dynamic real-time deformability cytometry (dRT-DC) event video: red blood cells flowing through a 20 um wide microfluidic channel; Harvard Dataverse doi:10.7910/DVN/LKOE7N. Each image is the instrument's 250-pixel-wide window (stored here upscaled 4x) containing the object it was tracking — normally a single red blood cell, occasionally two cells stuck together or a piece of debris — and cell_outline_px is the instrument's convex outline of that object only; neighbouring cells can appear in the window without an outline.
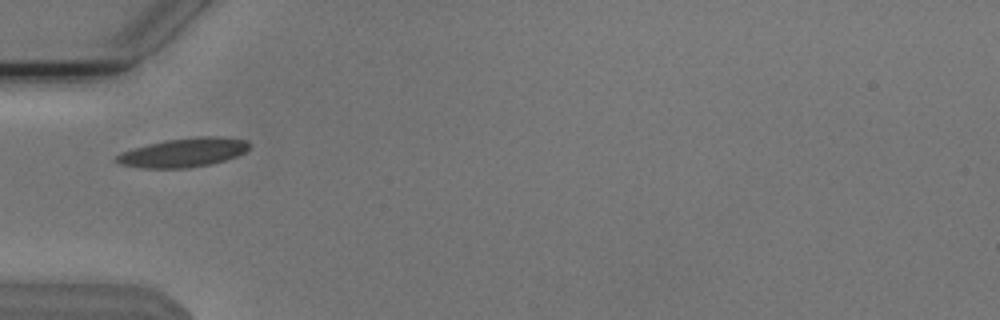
{"species": "Egyptian fruit bat (a non-hibernating species)", "species_latin": "Rousettus aegyptiacus", "temperature_condition": "cold", "stored_images_in_passage": 19, "camera_frame_rate_fps": 3000, "um_per_image_px": 0.085, "animal": {"sex": "male"}, "frame": {"image": 1, "passage_image": 1, "time_ms": 0.0, "image_size_px": [1000, 320], "cell_outline_px": [[252, 144], [244, 152], [236, 156], [212, 164], [188, 168], [140, 168], [120, 164], [112, 160], [120, 152], [132, 148], [164, 140], [200, 136], [224, 136], [248, 140]], "centroid_in_image_um": [15.58, 12.96], "position_along_channel_um": 69.4, "area_um2": 22.77}}
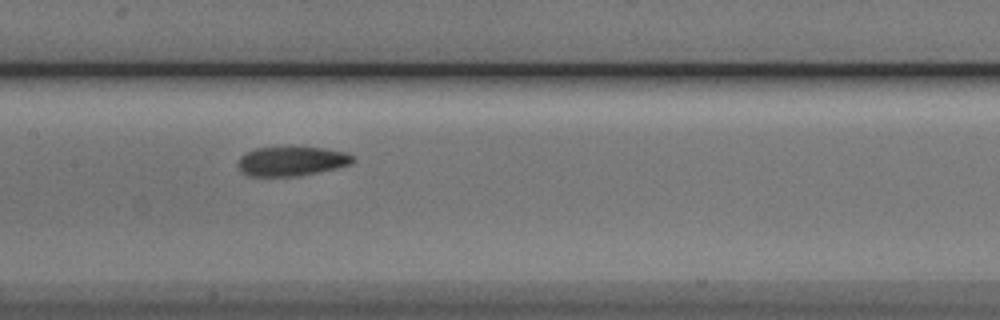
{"frame": {"image": 2, "passage_image": 10, "time_ms": 3.0, "image_size_px": [1000, 320], "cell_outline_px": [[356, 160], [352, 164], [336, 168], [300, 176], [248, 176], [240, 172], [236, 164], [240, 156], [256, 148], [324, 148], [344, 152], [352, 156]], "centroid_in_image_um": [24.76, 13.72], "position_along_channel_um": 182.6, "area_um2": 19.59}}
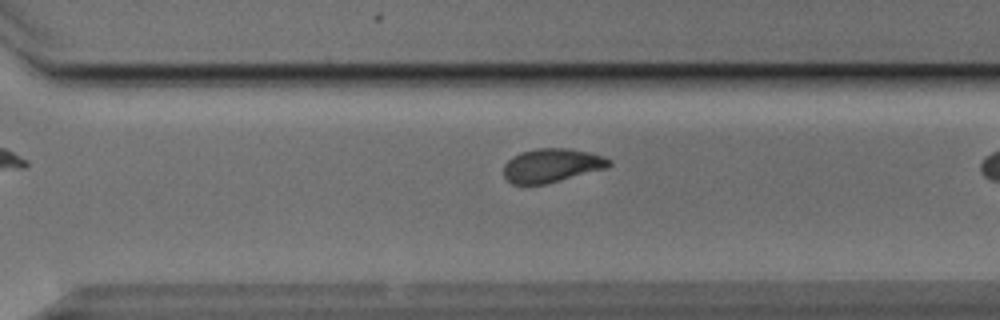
{"frame": {"image": 3, "passage_image": 18, "time_ms": 5.667, "image_size_px": [1000, 320], "cell_outline_px": [[612, 164], [604, 168], [560, 180], [544, 184], [512, 184], [504, 176], [504, 164], [512, 156], [520, 152], [536, 148], [568, 148], [588, 152], [604, 156], [612, 160]], "centroid_in_image_um": [46.87, 14.04], "position_along_channel_um": 323.7, "area_um2": 20.58}}